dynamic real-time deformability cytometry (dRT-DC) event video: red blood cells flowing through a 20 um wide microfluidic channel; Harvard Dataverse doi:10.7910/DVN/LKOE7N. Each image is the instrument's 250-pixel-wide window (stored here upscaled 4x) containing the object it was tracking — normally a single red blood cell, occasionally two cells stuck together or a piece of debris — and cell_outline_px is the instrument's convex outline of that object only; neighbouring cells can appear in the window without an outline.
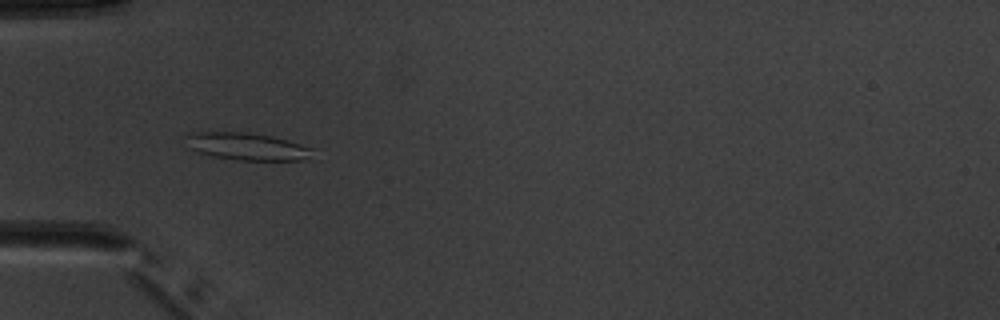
{"species": "common noctule bat (a hibernating species)", "species_latin": "Nyctalus noctula", "temperature_condition": "warm", "stored_images_in_passage": 5, "camera_frame_rate_fps": 3000, "um_per_image_px": 0.085, "animal": {"sex": "male", "body_mass_g": 20.1, "forearm_length_mm": 53.5}, "frame": {"image": 1, "passage_image": 5, "time_ms": 5.333, "image_size_px": [1000, 320], "cell_outline_px": [[312, 160], [236, 160], [212, 156], [196, 152], [188, 148], [184, 136], [196, 132], [248, 132], [272, 136], [288, 140], [312, 148]], "centroid_in_image_um": [20.98, 12.45], "position_along_channel_um": 64.0, "area_um2": 20.46}}